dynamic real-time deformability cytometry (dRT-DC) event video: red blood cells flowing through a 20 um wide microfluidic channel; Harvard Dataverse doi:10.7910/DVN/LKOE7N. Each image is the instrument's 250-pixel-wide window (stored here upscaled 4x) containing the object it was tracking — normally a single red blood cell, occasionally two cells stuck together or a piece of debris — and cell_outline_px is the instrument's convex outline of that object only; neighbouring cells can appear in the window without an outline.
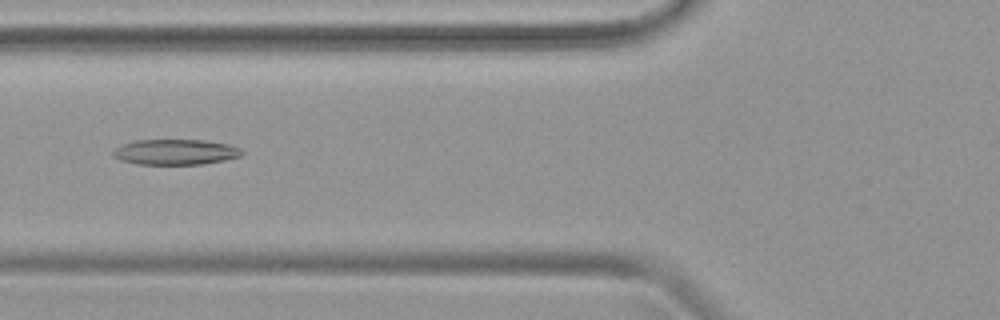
{"species": "common noctule bat (a hibernating species)", "species_latin": "Nyctalus noctula", "temperature_condition": "warm", "stored_images_in_passage": 32, "camera_frame_rate_fps": 3000, "um_per_image_px": 0.085, "animal": {"sex": "female", "body_mass_g": 19.9}, "frame": {"image": 1, "passage_image": 5, "time_ms": 1.333, "image_size_px": [1000, 320], "cell_outline_px": [[244, 152], [240, 156], [224, 160], [200, 164], [136, 164], [120, 160], [112, 156], [112, 152], [120, 144], [136, 140], [204, 140], [228, 144], [240, 148]], "centroid_in_image_um": [14.88, 12.92], "position_along_channel_um": 110.9, "area_um2": 19.13}}
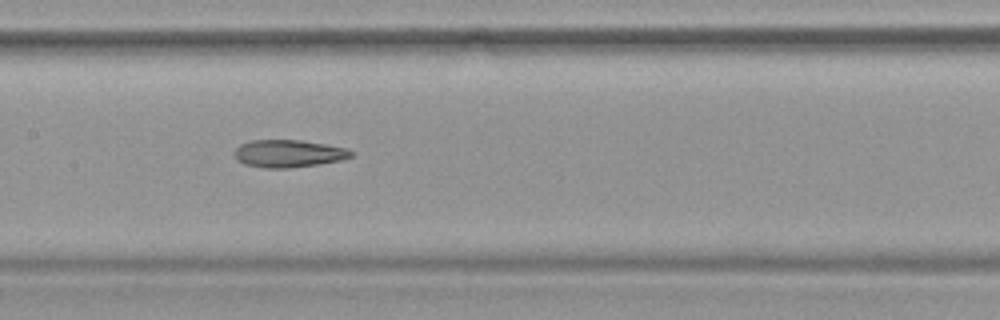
{"frame": {"image": 2, "passage_image": 10, "time_ms": 3.0, "image_size_px": [1000, 320], "cell_outline_px": [[356, 152], [352, 156], [340, 160], [316, 164], [288, 168], [264, 168], [244, 164], [236, 160], [232, 152], [240, 144], [252, 140], [300, 140], [348, 148]], "centroid_in_image_um": [24.49, 13.05], "position_along_channel_um": 182.9, "area_um2": 18.79}}